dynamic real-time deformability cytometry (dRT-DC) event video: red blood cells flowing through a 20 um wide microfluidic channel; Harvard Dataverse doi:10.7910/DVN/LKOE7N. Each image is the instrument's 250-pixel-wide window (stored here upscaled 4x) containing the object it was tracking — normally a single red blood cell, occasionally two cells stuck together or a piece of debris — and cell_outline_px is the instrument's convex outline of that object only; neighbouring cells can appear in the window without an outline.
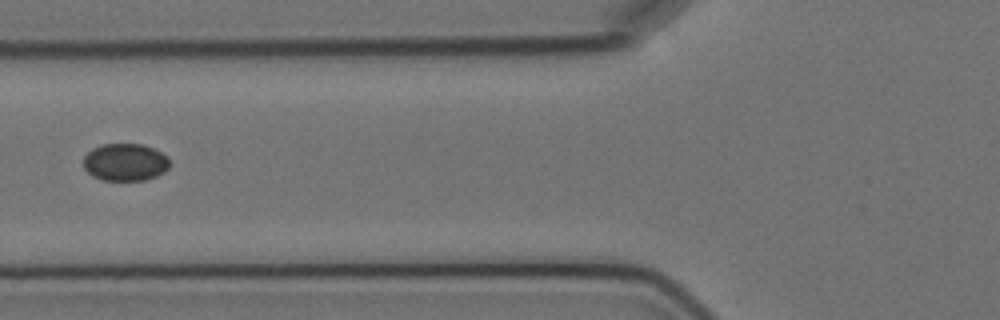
{"species": "Egyptian fruit bat (a non-hibernating species)", "species_latin": "Rousettus aegyptiacus", "temperature_condition": "cold", "stored_images_in_passage": 11, "camera_frame_rate_fps": 3000, "um_per_image_px": 0.085, "animal": {"sex": "female"}, "frame": {"image": 1, "passage_image": 7, "time_ms": 8.0, "image_size_px": [1000, 320], "cell_outline_px": [[168, 168], [164, 172], [156, 176], [144, 180], [100, 180], [92, 176], [84, 168], [84, 156], [92, 148], [100, 144], [144, 144], [168, 156]], "centroid_in_image_um": [10.62, 13.78], "position_along_channel_um": 115.2, "area_um2": 18.84}}
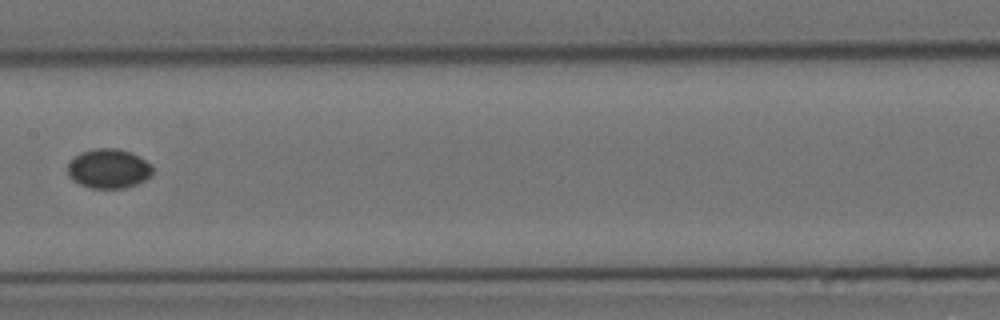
{"frame": {"image": 2, "passage_image": 9, "time_ms": 10.333, "image_size_px": [1000, 320], "cell_outline_px": [[152, 176], [136, 184], [124, 188], [92, 188], [80, 184], [72, 180], [68, 176], [68, 164], [80, 152], [92, 148], [116, 148], [128, 152], [152, 164]], "centroid_in_image_um": [9.22, 14.34], "position_along_channel_um": 198.2, "area_um2": 19.42}}
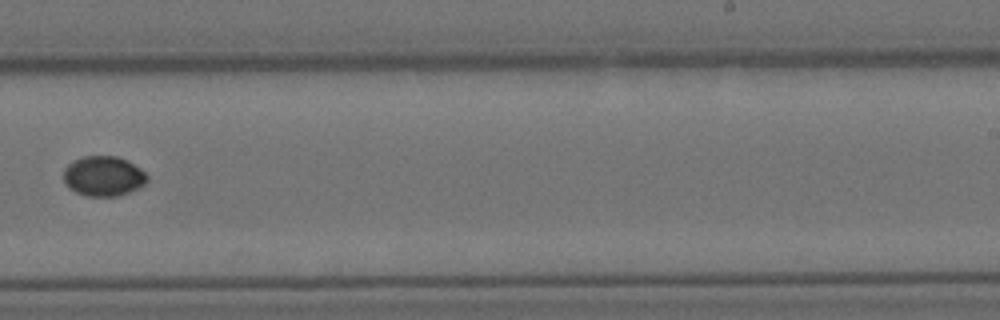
{"frame": {"image": 3, "passage_image": 11, "time_ms": 12.667, "image_size_px": [1000, 320], "cell_outline_px": [[148, 180], [144, 184], [128, 192], [116, 196], [84, 196], [68, 188], [64, 184], [64, 168], [68, 164], [84, 156], [116, 156], [128, 160], [140, 168], [148, 176]], "centroid_in_image_um": [8.78, 14.97], "position_along_channel_um": 280.2, "area_um2": 19.48}}